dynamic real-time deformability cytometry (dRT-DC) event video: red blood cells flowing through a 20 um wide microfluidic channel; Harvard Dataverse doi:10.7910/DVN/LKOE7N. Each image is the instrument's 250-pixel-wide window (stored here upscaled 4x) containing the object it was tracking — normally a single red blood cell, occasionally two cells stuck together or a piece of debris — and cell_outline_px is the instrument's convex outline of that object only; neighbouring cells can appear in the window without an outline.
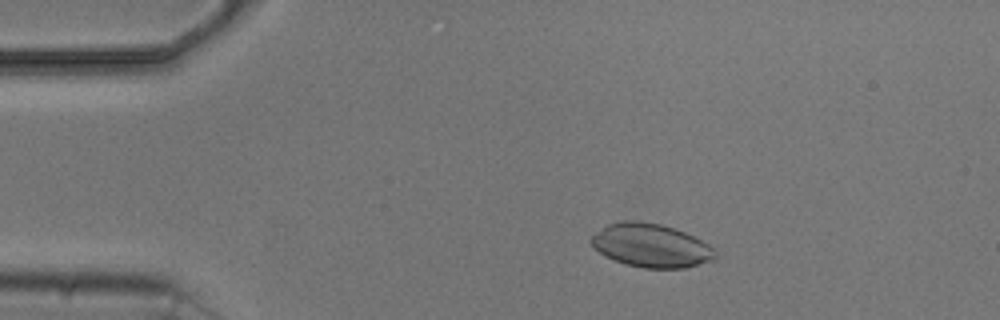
{"species": "common noctule bat (a hibernating species)", "species_latin": "Nyctalus noctula", "temperature_condition": "cold", "stored_images_in_passage": 6, "camera_frame_rate_fps": 3000, "um_per_image_px": 0.085, "animal": {"sex": "male", "body_mass_g": 20.5, "forearm_length_mm": 52.5}, "frame": {"image": 1, "passage_image": 3, "time_ms": 2.667, "image_size_px": [1000, 320], "cell_outline_px": [[716, 256], [712, 260], [684, 268], [644, 268], [628, 264], [616, 260], [600, 252], [588, 240], [596, 232], [608, 224], [624, 220], [632, 220], [660, 224], [684, 232], [716, 248]], "centroid_in_image_um": [55.35, 20.86], "position_along_channel_um": 29.7, "area_um2": 30.98}}
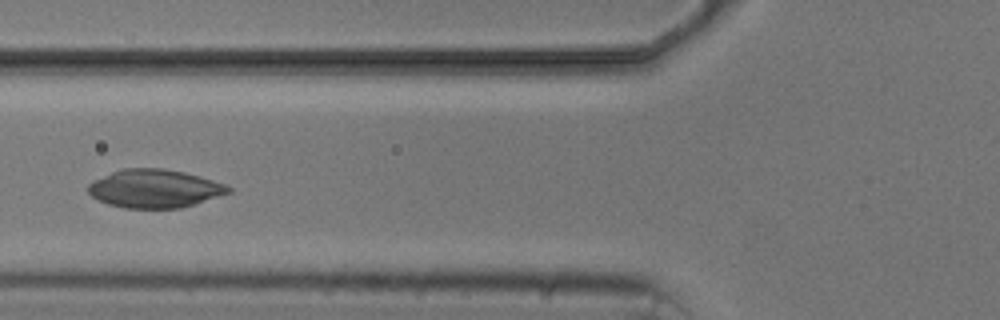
{"frame": {"image": 2, "passage_image": 6, "time_ms": 6.333, "image_size_px": [1000, 320], "cell_outline_px": [[232, 192], [180, 208], [124, 208], [108, 204], [92, 196], [88, 192], [88, 184], [92, 180], [112, 172], [124, 168], [160, 168], [184, 172], [200, 176], [224, 184], [232, 188]], "centroid_in_image_um": [13.13, 16.03], "position_along_channel_um": 112.7, "area_um2": 31.15}}